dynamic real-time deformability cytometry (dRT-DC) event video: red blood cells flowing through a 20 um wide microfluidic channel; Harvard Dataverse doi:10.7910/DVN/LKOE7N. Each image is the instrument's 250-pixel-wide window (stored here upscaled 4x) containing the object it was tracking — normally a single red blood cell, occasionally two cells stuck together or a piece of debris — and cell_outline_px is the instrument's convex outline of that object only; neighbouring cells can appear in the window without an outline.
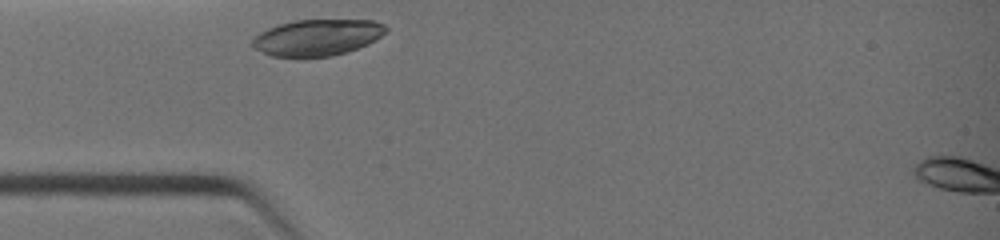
{"species": "common noctule bat (a hibernating species)", "species_latin": "Nyctalus noctula", "temperature_condition": "warm", "stored_images_in_passage": 35, "camera_frame_rate_fps": 3000, "um_per_image_px": 0.085, "animal": {"sex": "female", "body_mass_g": 19.0, "forearm_length_mm": 51.5}, "frame": {"image": 1, "passage_image": 1, "time_ms": 0.0, "image_size_px": [1000, 240], "cell_outline_px": [[388, 28], [376, 40], [368, 44], [332, 56], [304, 60], [300, 60], [272, 56], [252, 48], [252, 40], [260, 32], [268, 28], [280, 24], [296, 20], [372, 20], [384, 24]], "centroid_in_image_um": [26.92, 3.23], "position_along_channel_um": 58.1, "area_um2": 28.84}}
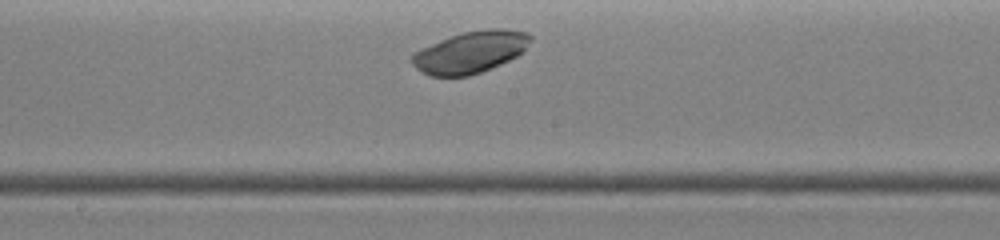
{"frame": {"image": 2, "passage_image": 16, "time_ms": 3.0, "image_size_px": [1000, 240], "cell_outline_px": [[532, 40], [524, 52], [500, 64], [480, 72], [468, 76], [428, 76], [416, 68], [412, 64], [412, 52], [420, 48], [452, 36], [464, 32], [488, 28], [508, 28], [528, 32], [532, 36]], "centroid_in_image_um": [40.01, 4.42], "position_along_channel_um": 208.2, "area_um2": 28.96}}
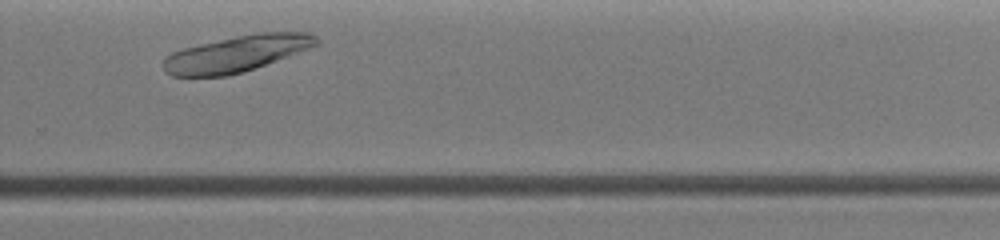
{"frame": {"image": 3, "passage_image": 26, "time_ms": 5.0, "image_size_px": [1000, 240], "cell_outline_px": [[320, 44], [244, 72], [228, 76], [172, 76], [164, 68], [164, 60], [172, 52], [184, 48], [200, 44], [236, 36], [260, 32], [312, 32], [320, 40]], "centroid_in_image_um": [20.17, 4.55], "position_along_channel_um": 309.6, "area_um2": 32.02}}